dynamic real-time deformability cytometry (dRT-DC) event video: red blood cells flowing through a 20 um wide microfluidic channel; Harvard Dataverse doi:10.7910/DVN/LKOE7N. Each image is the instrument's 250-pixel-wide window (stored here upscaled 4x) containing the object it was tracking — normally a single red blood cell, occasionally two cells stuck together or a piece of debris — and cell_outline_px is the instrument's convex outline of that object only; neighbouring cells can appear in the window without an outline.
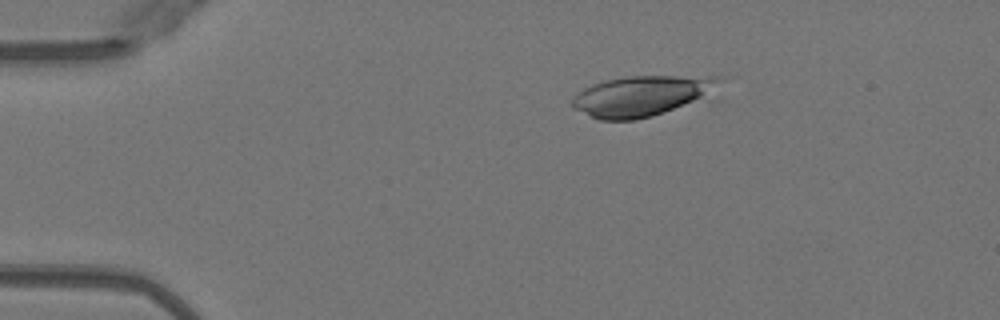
{"species": "Egyptian fruit bat (a non-hibernating species)", "species_latin": "Rousettus aegyptiacus", "temperature_condition": "warm", "stored_images_in_passage": 14, "camera_frame_rate_fps": 3000, "um_per_image_px": 0.085, "animal": {"sex": "female"}, "frame": {"image": 1, "passage_image": 1, "time_ms": 0.0, "image_size_px": [1000, 320], "cell_outline_px": [[720, 80], [700, 96], [692, 100], [652, 116], [636, 120], [600, 120], [572, 108], [572, 96], [584, 88], [592, 84], [604, 80], [628, 76], [716, 76]], "centroid_in_image_um": [54.33, 8.15], "position_along_channel_um": 30.7, "area_um2": 33.35}}
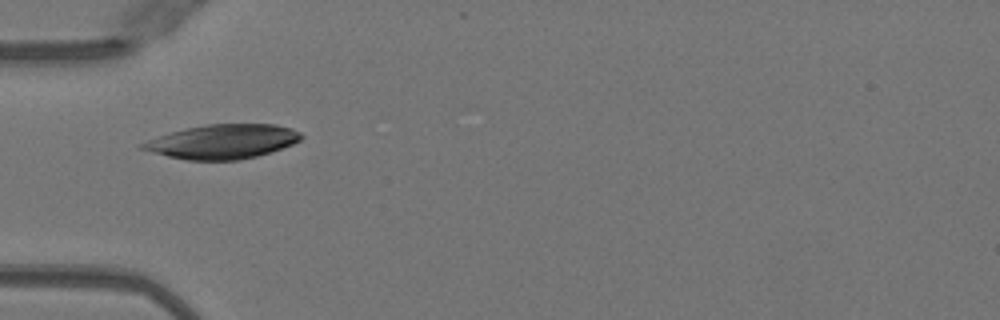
{"frame": {"image": 2, "passage_image": 8, "time_ms": 2.333, "image_size_px": [1000, 320], "cell_outline_px": [[304, 136], [300, 140], [292, 144], [256, 156], [240, 160], [184, 160], [136, 148], [136, 144], [184, 128], [208, 124], [276, 124], [292, 128], [300, 132]], "centroid_in_image_um": [18.89, 12.03], "position_along_channel_um": 66.1, "area_um2": 31.73}}
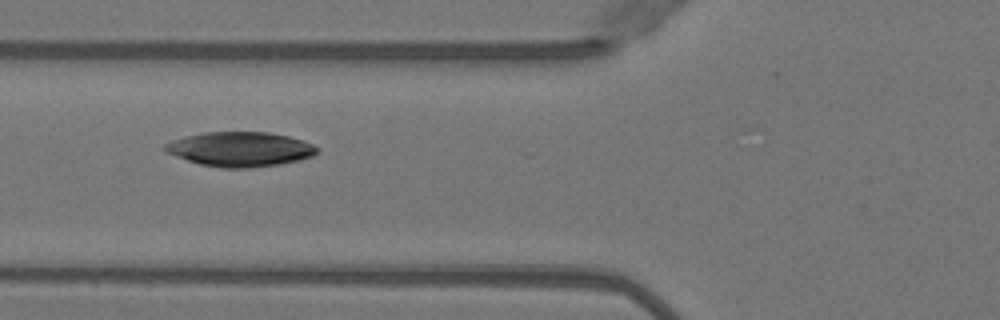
{"frame": {"image": 3, "passage_image": 11, "time_ms": 3.333, "image_size_px": [1000, 320], "cell_outline_px": [[320, 152], [312, 156], [280, 164], [248, 168], [220, 168], [200, 164], [164, 152], [164, 144], [172, 140], [184, 136], [204, 132], [268, 132], [288, 136], [304, 140], [320, 148]], "centroid_in_image_um": [20.41, 12.67], "position_along_channel_um": 105.4, "area_um2": 30.81}}